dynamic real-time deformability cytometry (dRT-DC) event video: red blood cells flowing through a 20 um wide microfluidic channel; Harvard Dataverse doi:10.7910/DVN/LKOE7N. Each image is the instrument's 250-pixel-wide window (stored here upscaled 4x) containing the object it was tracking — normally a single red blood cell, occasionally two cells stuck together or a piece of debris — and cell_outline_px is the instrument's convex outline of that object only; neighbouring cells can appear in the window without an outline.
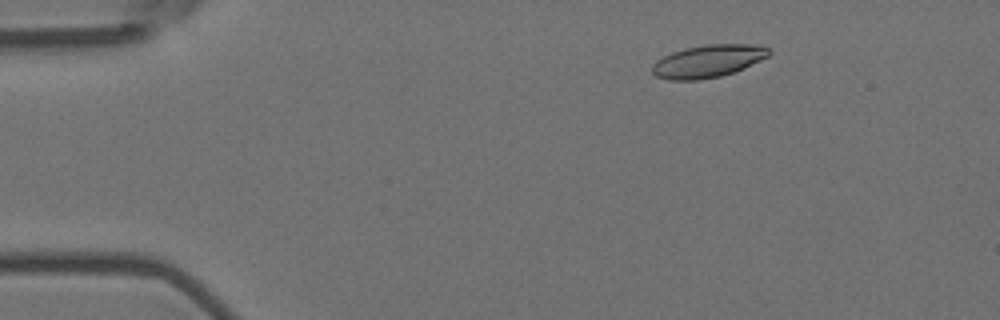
{"species": "Egyptian fruit bat (a non-hibernating species)", "species_latin": "Rousettus aegyptiacus", "temperature_condition": "room temperature", "stored_images_in_passage": 4, "camera_frame_rate_fps": 3000, "um_per_image_px": 0.085, "animal": {"sex": "female"}, "frame": {"image": 1, "passage_image": 4, "time_ms": 1.0, "image_size_px": [1000, 320], "cell_outline_px": [[772, 52], [768, 56], [744, 68], [720, 76], [696, 80], [668, 80], [656, 76], [652, 72], [652, 64], [656, 60], [672, 52], [684, 48], [708, 44], [752, 44], [768, 48]], "centroid_in_image_um": [60.15, 5.19], "position_along_channel_um": 24.8, "area_um2": 22.08}}